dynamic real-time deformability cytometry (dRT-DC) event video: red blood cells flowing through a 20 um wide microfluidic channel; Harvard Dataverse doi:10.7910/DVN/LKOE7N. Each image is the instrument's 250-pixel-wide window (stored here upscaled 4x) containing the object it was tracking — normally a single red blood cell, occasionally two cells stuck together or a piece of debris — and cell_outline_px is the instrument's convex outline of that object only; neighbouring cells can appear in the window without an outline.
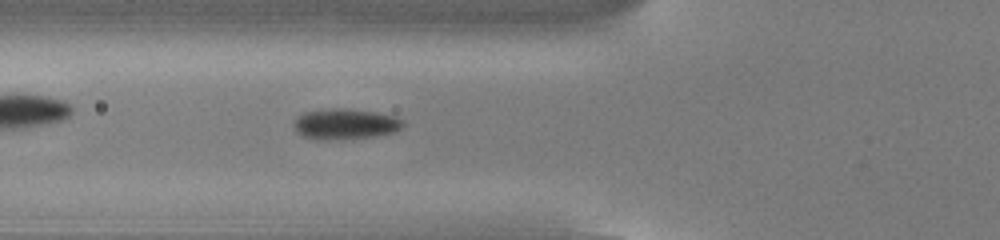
{"species": "common noctule bat (a hibernating species)", "species_latin": "Nyctalus noctula", "temperature_condition": "cold", "stored_images_in_passage": 43, "camera_frame_rate_fps": 3000, "um_per_image_px": 0.085, "animal": {"sex": "male", "body_mass_g": 13.0, "forearm_length_mm": 53.1}, "frame": {"image": 1, "passage_image": 9, "time_ms": 2.667, "image_size_px": [1000, 240], "cell_outline_px": [[404, 124], [400, 128], [392, 132], [372, 136], [328, 140], [312, 140], [296, 132], [292, 124], [296, 116], [304, 112], [336, 108], [344, 108], [376, 112], [396, 116], [404, 120]], "centroid_in_image_um": [29.29, 10.54], "position_along_channel_um": 96.5, "area_um2": 19.54}}
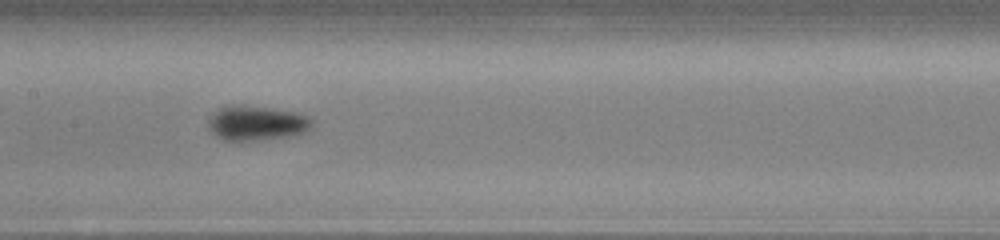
{"frame": {"image": 2, "passage_image": 16, "time_ms": 5.0, "image_size_px": [1000, 240], "cell_outline_px": [[312, 120], [308, 128], [300, 132], [280, 136], [236, 144], [220, 140], [208, 128], [208, 120], [212, 112], [228, 104], [240, 104], [268, 108], [292, 112], [304, 116]], "centroid_in_image_um": [21.6, 10.48], "position_along_channel_um": 185.8, "area_um2": 20.92}}
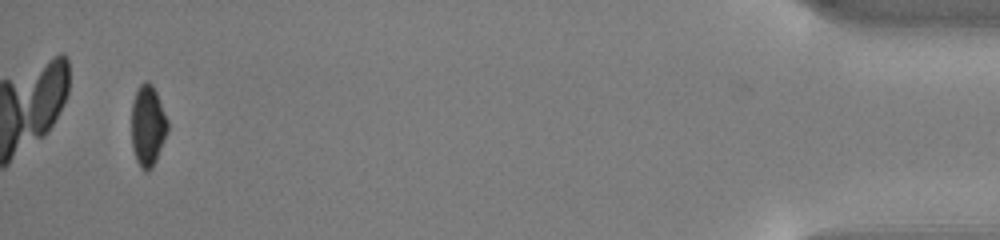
{"frame": {"image": 3, "passage_image": 41, "time_ms": 13.333, "image_size_px": [1000, 240], "cell_outline_px": [[168, 128], [164, 140], [156, 160], [152, 168], [148, 172], [144, 172], [140, 168], [136, 160], [132, 148], [132, 100], [140, 84], [144, 80], [148, 80], [152, 84], [156, 92], [168, 120]], "centroid_in_image_um": [12.55, 10.69], "position_along_channel_um": 422.6, "area_um2": 17.17}, "authors_computed_cell_mechanics": {"area_um2": 18.3226, "velocity_mm_per_s": 3.809, "shape_relaxation_time_tau1_ms": 1.7091, "shape_relaxation_time_tau2_ms": null, "deformation_change_tau1": 0.124, "deformation_change_tau2": null}}